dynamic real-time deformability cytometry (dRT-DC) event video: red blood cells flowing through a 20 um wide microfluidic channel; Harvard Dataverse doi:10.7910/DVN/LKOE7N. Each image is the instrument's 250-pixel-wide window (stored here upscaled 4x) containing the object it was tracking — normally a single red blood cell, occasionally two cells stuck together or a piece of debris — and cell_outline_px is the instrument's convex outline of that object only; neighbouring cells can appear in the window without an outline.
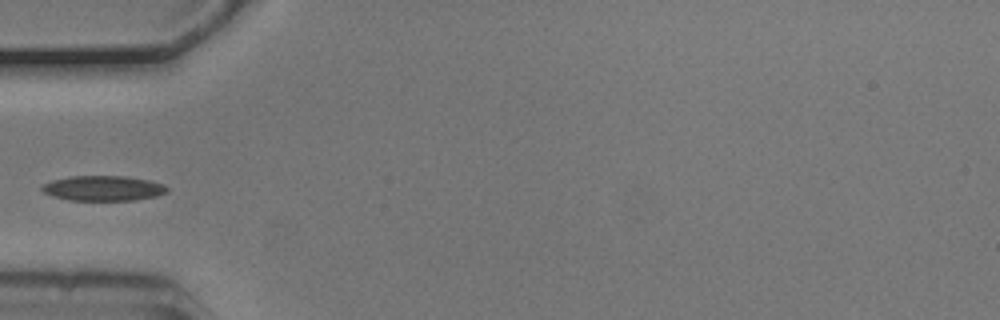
{"species": "common noctule bat (a hibernating species)", "species_latin": "Nyctalus noctula", "temperature_condition": "cold", "stored_images_in_passage": 6, "camera_frame_rate_fps": 3000, "um_per_image_px": 0.085, "animal": {"sex": "male", "body_mass_g": 20.5, "forearm_length_mm": 52.5}, "frame": {"image": 1, "passage_image": 3, "time_ms": 0.667, "image_size_px": [1000, 320], "cell_outline_px": [[168, 192], [156, 196], [136, 200], [68, 200], [52, 196], [44, 192], [40, 188], [44, 184], [52, 180], [72, 176], [124, 176], [148, 180], [164, 184], [168, 188]], "centroid_in_image_um": [8.79, 16.0], "position_along_channel_um": 76.2, "area_um2": 18.26}}
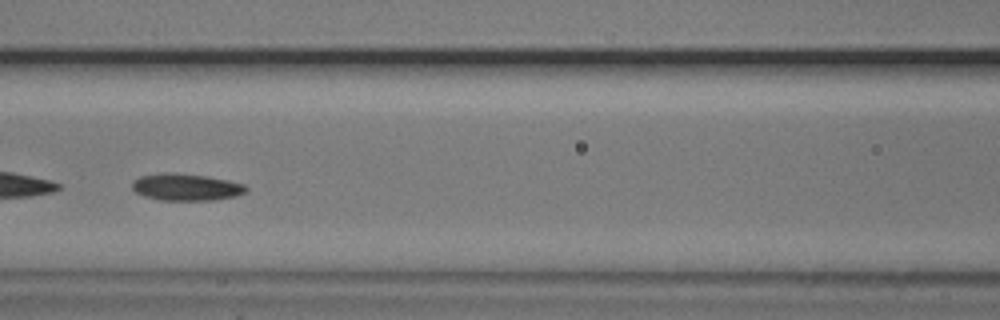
{"frame": {"image": 2, "passage_image": 5, "time_ms": 1.333, "image_size_px": [1000, 320], "cell_outline_px": [[248, 188], [244, 192], [236, 196], [212, 200], [160, 200], [144, 196], [136, 192], [132, 188], [132, 180], [140, 176], [160, 172], [172, 172], [208, 176], [228, 180], [244, 184]], "centroid_in_image_um": [15.79, 15.89], "position_along_channel_um": 150.8, "area_um2": 18.03}}